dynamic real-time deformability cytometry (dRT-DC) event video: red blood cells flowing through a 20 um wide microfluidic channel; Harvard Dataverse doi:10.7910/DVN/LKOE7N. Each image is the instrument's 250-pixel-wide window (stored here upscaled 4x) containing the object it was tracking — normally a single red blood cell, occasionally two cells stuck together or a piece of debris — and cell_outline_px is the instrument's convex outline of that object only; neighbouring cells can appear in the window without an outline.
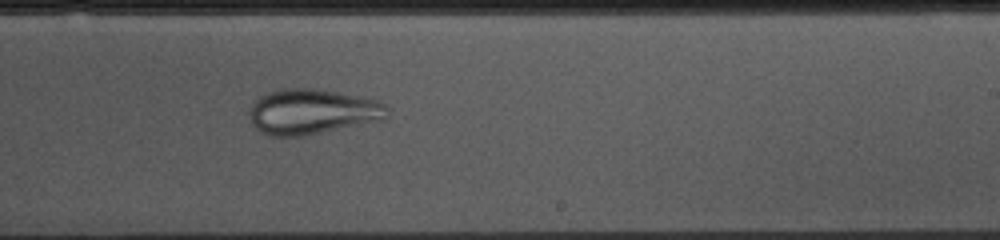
{"species": "common noctule bat (a hibernating species)", "species_latin": "Nyctalus noctula", "temperature_condition": "cold", "stored_images_in_passage": 52, "camera_frame_rate_fps": 3000, "um_per_image_px": 0.085, "animal": {"sex": "female", "body_mass_g": 10.0, "forearm_length_mm": 53.1}, "frame": {"image": 1, "passage_image": 30, "time_ms": 9.667, "image_size_px": [1000, 240], "cell_outline_px": [[388, 116], [384, 120], [300, 136], [272, 136], [260, 132], [252, 124], [248, 112], [252, 104], [260, 96], [276, 88], [312, 88], [336, 92], [376, 100], [388, 104]], "centroid_in_image_um": [26.53, 9.49], "position_along_channel_um": 262.5, "area_um2": 36.41}}
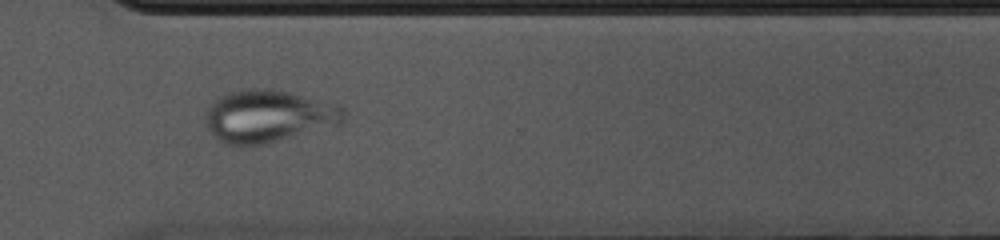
{"frame": {"image": 2, "passage_image": 37, "time_ms": 12.0, "image_size_px": [1000, 240], "cell_outline_px": [[348, 112], [344, 124], [264, 144], [224, 144], [212, 136], [208, 128], [204, 116], [212, 100], [224, 92], [244, 88], [264, 88], [336, 100]], "centroid_in_image_um": [22.9, 9.83], "position_along_channel_um": 347.7, "area_um2": 43.58}}
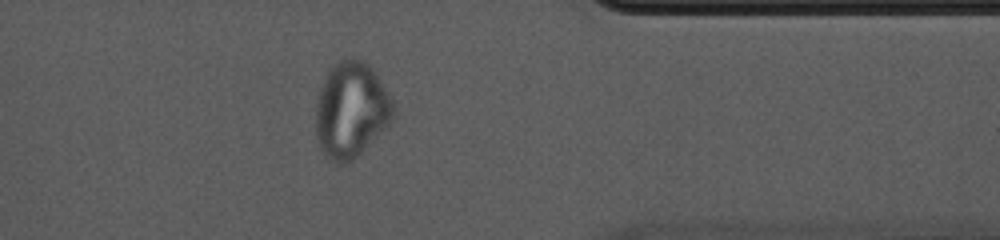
{"frame": {"image": 3, "passage_image": 41, "time_ms": 13.333, "image_size_px": [1000, 240], "cell_outline_px": [[396, 116], [352, 160], [344, 164], [336, 164], [324, 156], [316, 140], [316, 100], [324, 76], [332, 64], [348, 56], [352, 56], [364, 60], [376, 72], [392, 100], [396, 108]], "centroid_in_image_um": [29.82, 9.3], "position_along_channel_um": 381.6, "area_um2": 43.75}}